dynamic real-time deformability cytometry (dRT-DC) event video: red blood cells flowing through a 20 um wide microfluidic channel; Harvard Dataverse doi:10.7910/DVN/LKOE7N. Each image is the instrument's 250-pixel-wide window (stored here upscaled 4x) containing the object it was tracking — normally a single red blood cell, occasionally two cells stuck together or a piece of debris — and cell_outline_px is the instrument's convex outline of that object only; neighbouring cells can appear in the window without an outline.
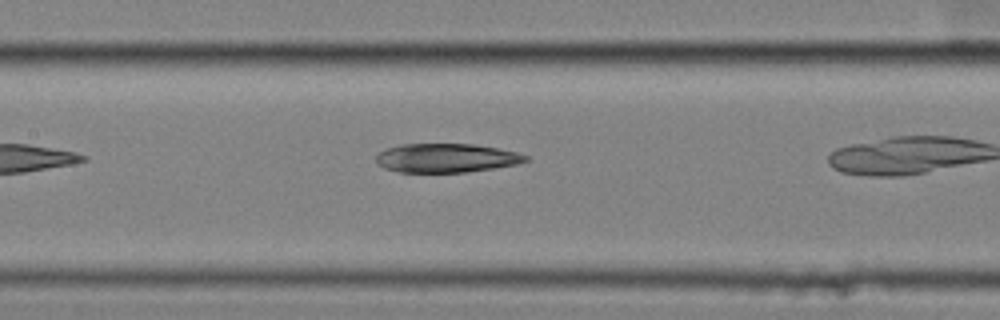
{"species": "common noctule bat (a hibernating species)", "species_latin": "Nyctalus noctula", "temperature_condition": "cold", "stored_images_in_passage": 26, "camera_frame_rate_fps": 3000, "um_per_image_px": 0.085, "animal": {"sex": "female", "body_mass_g": 25.1}, "frame": {"image": 1, "passage_image": 8, "time_ms": 2.333, "image_size_px": [1000, 320], "cell_outline_px": [[528, 160], [516, 164], [492, 168], [464, 172], [396, 172], [384, 168], [376, 164], [376, 156], [380, 152], [388, 148], [400, 144], [472, 144], [496, 148], [516, 152], [528, 156]], "centroid_in_image_um": [37.88, 13.43], "position_along_channel_um": 169.5, "area_um2": 25.03}}
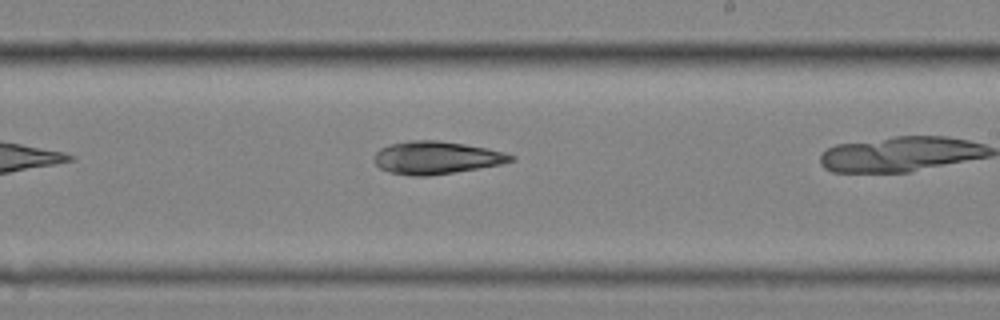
{"frame": {"image": 2, "passage_image": 15, "time_ms": 4.667, "image_size_px": [1000, 320], "cell_outline_px": [[516, 160], [500, 164], [428, 176], [412, 176], [388, 172], [380, 168], [376, 164], [376, 152], [380, 148], [388, 144], [412, 140], [436, 140], [464, 144], [488, 148], [504, 152], [516, 156]], "centroid_in_image_um": [37.09, 13.39], "position_along_channel_um": 251.9, "area_um2": 25.89}}